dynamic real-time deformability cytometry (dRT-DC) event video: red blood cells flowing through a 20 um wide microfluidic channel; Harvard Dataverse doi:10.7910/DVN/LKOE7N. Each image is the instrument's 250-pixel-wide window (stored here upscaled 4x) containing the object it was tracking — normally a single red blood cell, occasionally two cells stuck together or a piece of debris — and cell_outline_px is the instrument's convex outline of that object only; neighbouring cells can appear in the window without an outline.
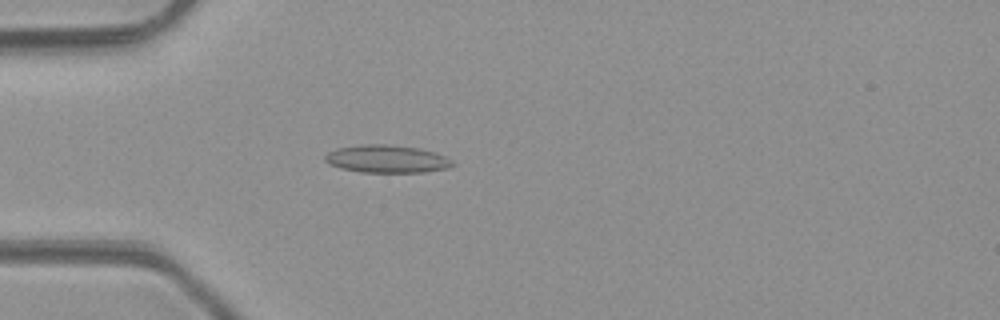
{"species": "common noctule bat (a hibernating species)", "species_latin": "Nyctalus noctula", "temperature_condition": "room temperature", "stored_images_in_passage": 40, "camera_frame_rate_fps": 3000, "um_per_image_px": 0.085, "animal": {"sex": "male", "body_mass_g": 23.1, "forearm_length_mm": 52.7}, "frame": {"image": 1, "passage_image": 6, "time_ms": 1.667, "image_size_px": [1000, 320], "cell_outline_px": [[456, 164], [448, 168], [424, 172], [360, 172], [340, 168], [328, 164], [324, 160], [324, 156], [328, 152], [336, 148], [360, 144], [384, 144], [420, 148], [436, 152], [452, 160]], "centroid_in_image_um": [32.87, 13.5], "position_along_channel_um": 52.1, "area_um2": 20.81}}
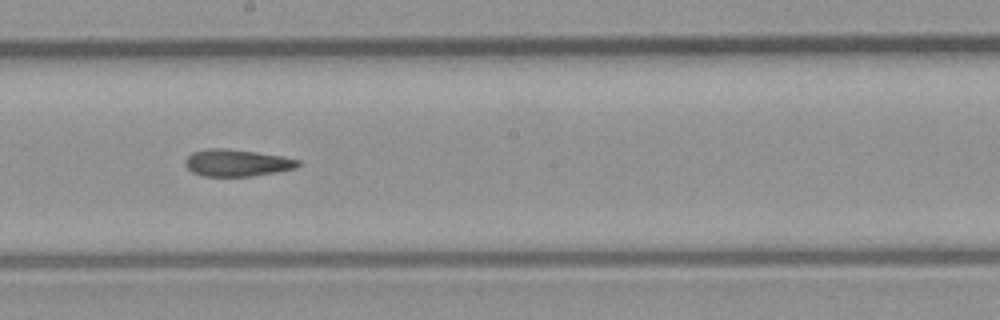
{"frame": {"image": 2, "passage_image": 19, "time_ms": 6.0, "image_size_px": [1000, 320], "cell_outline_px": [[300, 164], [296, 168], [252, 176], [204, 176], [192, 172], [184, 164], [184, 160], [192, 152], [208, 148], [228, 148], [284, 156], [300, 160]], "centroid_in_image_um": [20.12, 13.83], "position_along_channel_um": 228.1, "area_um2": 17.8}}
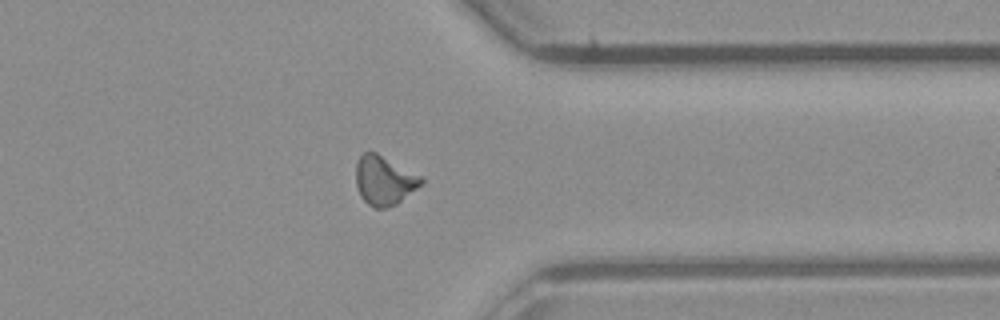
{"frame": {"image": 3, "passage_image": 30, "time_ms": 9.667, "image_size_px": [1000, 320], "cell_outline_px": [[424, 184], [396, 204], [388, 208], [376, 208], [368, 204], [360, 196], [356, 184], [356, 164], [360, 156], [364, 152], [376, 152], [420, 176], [424, 180]], "centroid_in_image_um": [32.65, 15.35], "position_along_channel_um": 378.7, "area_um2": 18.61}, "authors_computed_cell_mechanics": {"area_um2": 18.0914, "velocity_mm_per_s": 4.2765, "shape_relaxation_time_tau1_ms": null, "shape_relaxation_time_tau2_ms": 3.1529, "deformation_change_tau1": null, "deformation_change_tau2": 0.1055}}